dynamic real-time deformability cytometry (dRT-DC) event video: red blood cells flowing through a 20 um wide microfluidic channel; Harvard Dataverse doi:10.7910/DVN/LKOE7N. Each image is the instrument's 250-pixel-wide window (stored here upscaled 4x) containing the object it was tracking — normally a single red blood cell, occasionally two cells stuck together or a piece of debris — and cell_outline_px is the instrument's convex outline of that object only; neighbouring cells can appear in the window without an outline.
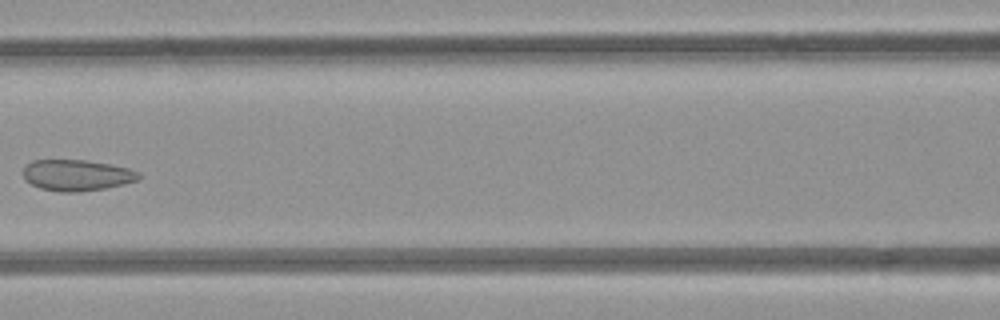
{"species": "common noctule bat (a hibernating species)", "species_latin": "Nyctalus noctula", "temperature_condition": "room temperature", "stored_images_in_passage": 7, "camera_frame_rate_fps": 3000, "um_per_image_px": 0.085, "animal": {"sex": "female", "body_mass_g": 21.9}, "frame": {"image": 1, "passage_image": 6, "time_ms": 5.667, "image_size_px": [1000, 320], "cell_outline_px": [[144, 176], [140, 180], [124, 184], [104, 188], [80, 192], [60, 192], [40, 188], [24, 180], [24, 168], [32, 160], [84, 160], [108, 164], [128, 168], [140, 172]], "centroid_in_image_um": [6.57, 14.9], "position_along_channel_um": 160.0, "area_um2": 21.04}}